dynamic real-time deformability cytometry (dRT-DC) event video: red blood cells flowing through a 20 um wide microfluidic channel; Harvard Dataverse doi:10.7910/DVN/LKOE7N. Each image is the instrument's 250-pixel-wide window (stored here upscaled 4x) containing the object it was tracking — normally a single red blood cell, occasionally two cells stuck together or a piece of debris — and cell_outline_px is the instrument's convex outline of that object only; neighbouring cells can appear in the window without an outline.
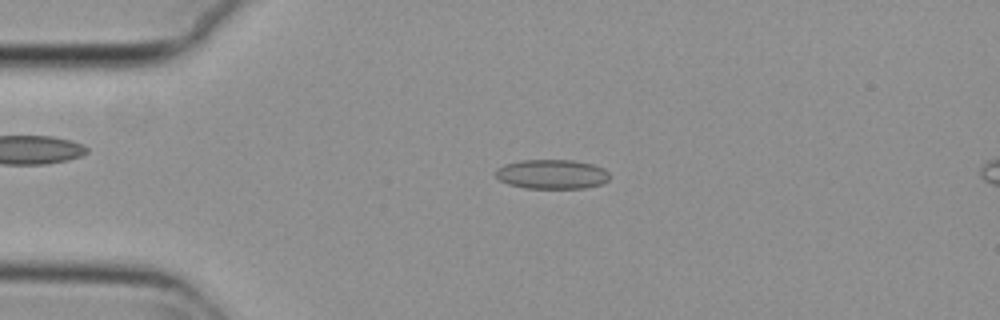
{"species": "common noctule bat (a hibernating species)", "species_latin": "Nyctalus noctula", "temperature_condition": "cold", "stored_images_in_passage": 51, "camera_frame_rate_fps": 3000, "um_per_image_px": 0.085, "animal": {"sex": "female", "body_mass_g": 29.2, "forearm_length_mm": 56.3}, "frame": {"image": 1, "passage_image": 9, "time_ms": 2.667, "image_size_px": [1000, 320], "cell_outline_px": [[608, 176], [604, 180], [596, 184], [576, 188], [532, 188], [512, 184], [496, 176], [508, 164], [532, 160], [564, 160], [588, 164], [600, 168]], "centroid_in_image_um": [46.92, 14.81], "position_along_channel_um": 38.1, "area_um2": 17.74}}
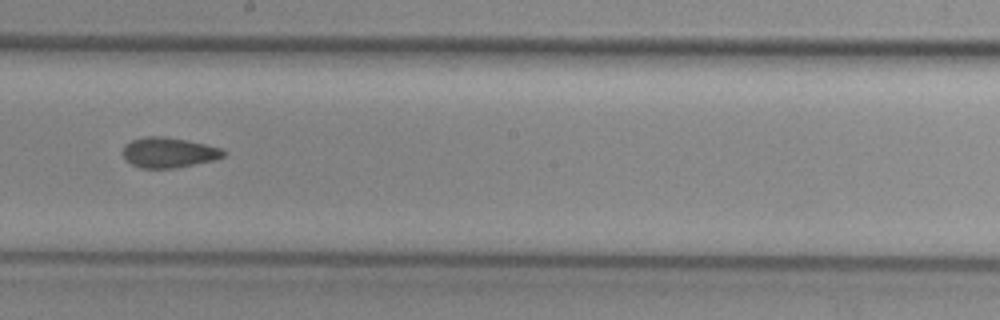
{"frame": {"image": 2, "passage_image": 27, "time_ms": 8.667, "image_size_px": [1000, 320], "cell_outline_px": [[224, 156], [208, 160], [188, 164], [164, 168], [148, 168], [136, 164], [128, 160], [124, 156], [124, 148], [128, 144], [136, 140], [180, 140], [200, 144], [216, 148], [224, 152]], "centroid_in_image_um": [14.33, 13.02], "position_along_channel_um": 233.9, "area_um2": 15.2}}
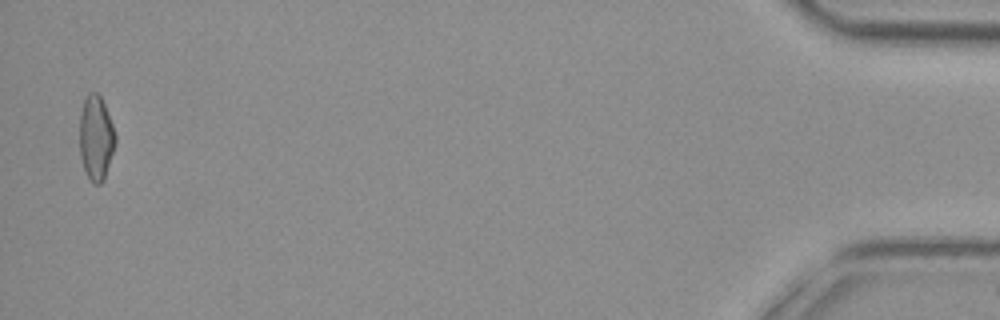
{"frame": {"image": 3, "passage_image": 50, "time_ms": 16.333, "image_size_px": [1000, 320], "cell_outline_px": [[116, 140], [104, 176], [100, 184], [96, 184], [88, 176], [84, 168], [80, 152], [80, 120], [84, 104], [88, 96], [96, 92], [100, 96], [104, 104], [112, 124]], "centroid_in_image_um": [8.16, 11.72], "position_along_channel_um": 427.0, "area_um2": 16.65}, "authors_computed_cell_mechanics": {"area_um2": 16.184, "velocity_mm_per_s": 3.7826, "shape_relaxation_time_tau1_ms": null, "shape_relaxation_time_tau2_ms": 2.1712, "deformation_change_tau1": null, "deformation_change_tau2": 0.0841}}